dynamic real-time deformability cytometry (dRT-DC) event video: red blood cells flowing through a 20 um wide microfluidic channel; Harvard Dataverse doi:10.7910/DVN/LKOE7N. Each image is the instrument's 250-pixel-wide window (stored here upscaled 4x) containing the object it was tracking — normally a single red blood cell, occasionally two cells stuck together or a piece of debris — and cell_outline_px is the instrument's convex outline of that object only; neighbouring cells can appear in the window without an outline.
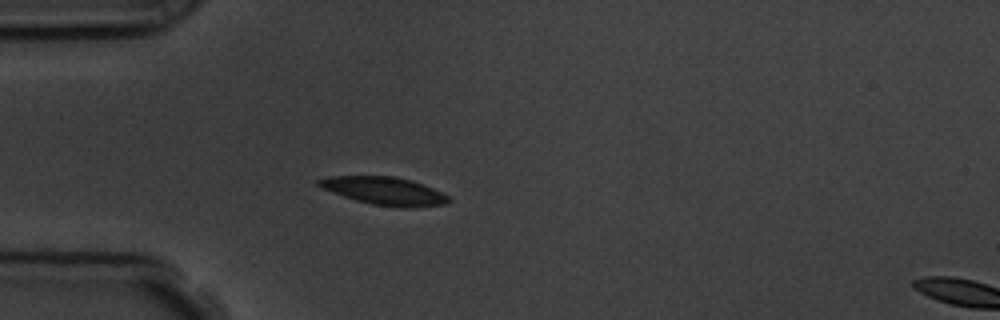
{"species": "common noctule bat (a hibernating species)", "species_latin": "Nyctalus noctula", "temperature_condition": "room temperature", "stored_images_in_passage": 3, "segment_of_instrument_passage": [1, 2], "camera_frame_rate_fps": 3000, "um_per_image_px": 0.085, "animal": {"sex": "male", "body_mass_g": 19.5, "forearm_length_mm": 54.6}, "frame": {"image": 1, "passage_image": 2, "time_ms": 1.0, "image_size_px": [1000, 320], "cell_outline_px": [[452, 200], [448, 204], [416, 208], [396, 208], [372, 204], [356, 200], [344, 196], [324, 188], [316, 184], [316, 180], [328, 176], [396, 176], [412, 180], [432, 188], [448, 196]], "centroid_in_image_um": [32.73, 16.24], "position_along_channel_um": 52.3, "area_um2": 21.27}}